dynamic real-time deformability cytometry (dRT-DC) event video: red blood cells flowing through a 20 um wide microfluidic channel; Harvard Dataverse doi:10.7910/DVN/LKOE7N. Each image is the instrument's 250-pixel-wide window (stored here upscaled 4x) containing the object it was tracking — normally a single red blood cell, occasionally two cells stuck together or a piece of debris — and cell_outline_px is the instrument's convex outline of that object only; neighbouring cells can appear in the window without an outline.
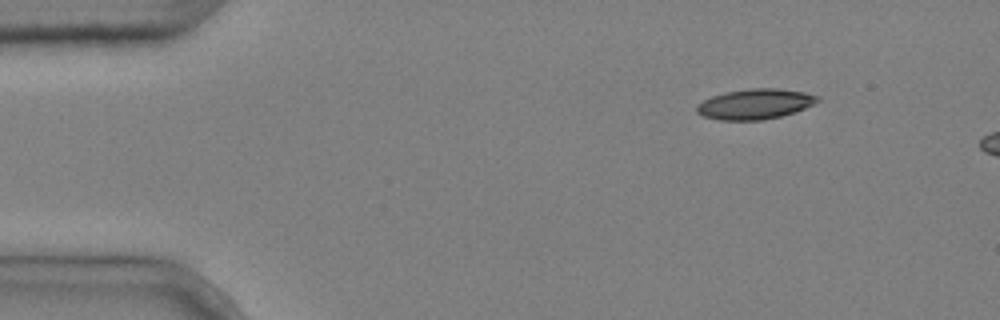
{"species": "common noctule bat (a hibernating species)", "species_latin": "Nyctalus noctula", "temperature_condition": "cold", "stored_images_in_passage": 3, "camera_frame_rate_fps": 3000, "um_per_image_px": 0.085, "animal": {"sex": "male", "body_mass_g": 20.4}, "frame": {"image": 1, "passage_image": 1, "time_ms": 0.0, "image_size_px": [1000, 320], "cell_outline_px": [[820, 100], [804, 108], [780, 116], [764, 120], [720, 120], [704, 116], [696, 112], [696, 104], [712, 96], [728, 92], [748, 88], [780, 88], [804, 92], [820, 96]], "centroid_in_image_um": [64.17, 8.84], "position_along_channel_um": 20.8, "area_um2": 21.21}}